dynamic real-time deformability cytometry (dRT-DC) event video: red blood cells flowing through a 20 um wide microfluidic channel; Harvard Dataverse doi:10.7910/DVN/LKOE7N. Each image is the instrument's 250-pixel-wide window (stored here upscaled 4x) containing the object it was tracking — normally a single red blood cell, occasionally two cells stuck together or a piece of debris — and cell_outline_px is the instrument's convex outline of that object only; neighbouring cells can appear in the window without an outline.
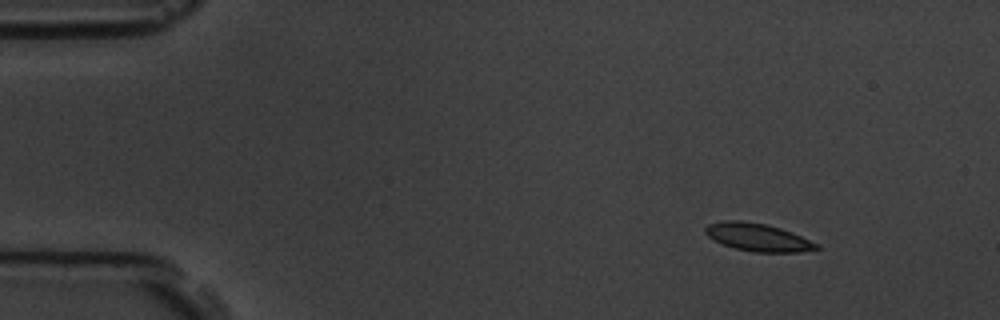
{"species": "common noctule bat (a hibernating species)", "species_latin": "Nyctalus noctula", "temperature_condition": "room temperature", "stored_images_in_passage": 3, "camera_frame_rate_fps": 3000, "um_per_image_px": 0.085, "animal": {"sex": "male", "body_mass_g": 19.5, "forearm_length_mm": 54.6}, "frame": {"image": 1, "passage_image": 1, "time_ms": 0.0, "image_size_px": [1000, 320], "cell_outline_px": [[820, 248], [800, 252], [752, 252], [736, 248], [724, 244], [708, 236], [704, 232], [704, 228], [708, 224], [724, 220], [740, 220], [768, 224], [780, 228], [820, 244]], "centroid_in_image_um": [64.42, 20.16], "position_along_channel_um": 20.6, "area_um2": 17.92}}
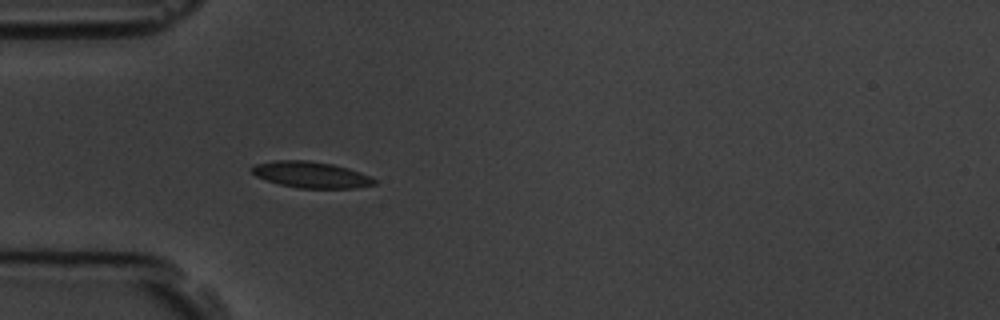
{"frame": {"image": 2, "passage_image": 3, "time_ms": 3.333, "image_size_px": [1000, 320], "cell_outline_px": [[376, 184], [356, 188], [300, 188], [280, 184], [256, 176], [248, 168], [256, 164], [276, 160], [308, 160], [332, 164], [348, 168], [372, 176], [376, 180]], "centroid_in_image_um": [26.46, 14.84], "position_along_channel_um": 58.5, "area_um2": 18.73}}